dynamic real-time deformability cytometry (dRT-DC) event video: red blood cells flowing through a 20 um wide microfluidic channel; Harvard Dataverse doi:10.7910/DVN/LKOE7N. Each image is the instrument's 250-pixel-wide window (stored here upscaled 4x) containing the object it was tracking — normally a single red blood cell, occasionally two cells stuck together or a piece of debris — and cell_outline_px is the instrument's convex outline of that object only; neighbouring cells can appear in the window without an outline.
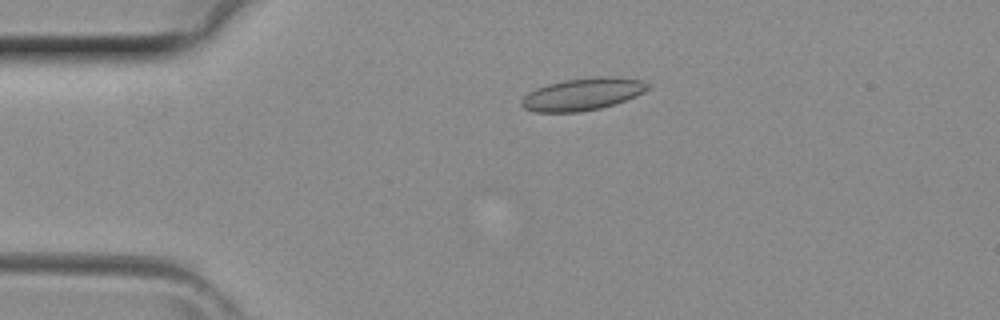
{"species": "common noctule bat (a hibernating species)", "species_latin": "Nyctalus noctula", "temperature_condition": "room temperature", "stored_images_in_passage": 39, "camera_frame_rate_fps": 3000, "um_per_image_px": 0.085, "animal": {"sex": "female", "body_mass_g": 29.2, "forearm_length_mm": 56.3}, "frame": {"image": 1, "passage_image": 6, "time_ms": 1.667, "image_size_px": [1000, 320], "cell_outline_px": [[648, 88], [644, 92], [636, 96], [600, 108], [580, 112], [536, 112], [524, 108], [520, 104], [520, 100], [528, 92], [536, 88], [548, 84], [564, 80], [596, 76], [616, 76], [640, 80], [648, 84]], "centroid_in_image_um": [49.49, 8.0], "position_along_channel_um": 35.5, "area_um2": 23.7}}
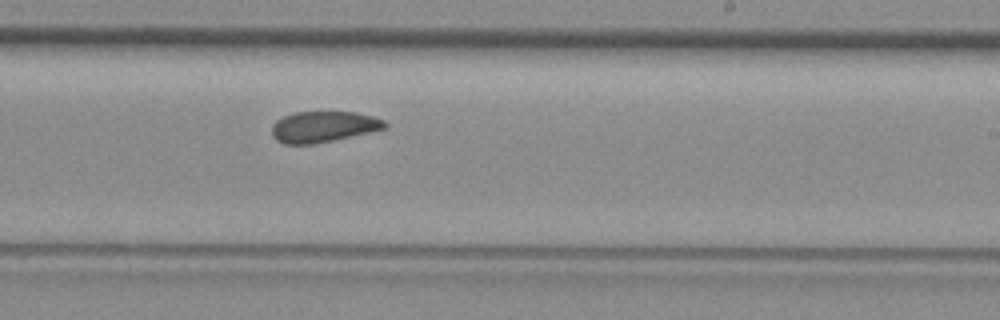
{"frame": {"image": 2, "passage_image": 22, "time_ms": 7.0, "image_size_px": [1000, 320], "cell_outline_px": [[388, 128], [332, 140], [312, 144], [284, 144], [276, 140], [272, 136], [272, 124], [276, 120], [284, 116], [296, 112], [356, 112], [372, 116], [384, 120], [388, 124]], "centroid_in_image_um": [27.48, 10.77], "position_along_channel_um": 261.5, "area_um2": 20.35}}
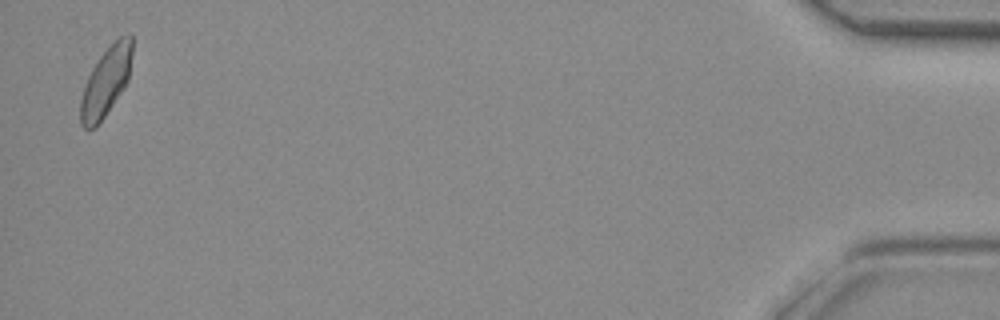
{"frame": {"image": 3, "passage_image": 38, "time_ms": 12.333, "image_size_px": [1000, 320], "cell_outline_px": [[132, 52], [128, 80], [124, 88], [96, 128], [84, 128], [80, 124], [80, 100], [88, 76], [92, 68], [100, 56], [120, 36], [132, 36]], "centroid_in_image_um": [8.99, 6.98], "position_along_channel_um": 426.2, "area_um2": 20.4}}